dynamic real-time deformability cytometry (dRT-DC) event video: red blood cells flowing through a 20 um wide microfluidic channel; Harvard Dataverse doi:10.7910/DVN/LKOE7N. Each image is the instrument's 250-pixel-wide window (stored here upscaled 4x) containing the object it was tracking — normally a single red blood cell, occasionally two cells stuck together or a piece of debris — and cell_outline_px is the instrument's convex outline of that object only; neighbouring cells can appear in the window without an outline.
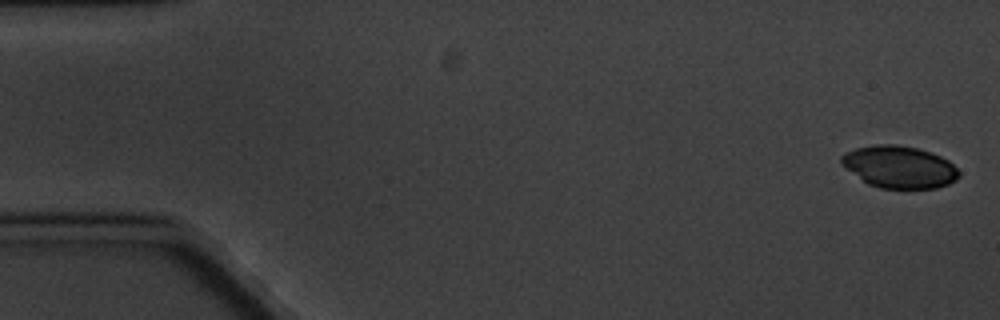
{"species": "common noctule bat (a hibernating species)", "species_latin": "Nyctalus noctula", "temperature_condition": "cold", "stored_images_in_passage": 6, "camera_frame_rate_fps": 3000, "um_per_image_px": 0.085, "animal": {"sex": "male", "body_mass_g": 20.1, "forearm_length_mm": 53.5}, "frame": {"image": 1, "passage_image": 1, "time_ms": 0.0, "image_size_px": [1000, 320], "cell_outline_px": [[960, 176], [956, 180], [948, 184], [936, 188], [880, 188], [868, 184], [840, 164], [840, 156], [844, 152], [856, 148], [876, 144], [896, 144], [916, 148], [940, 156], [948, 160], [960, 172]], "centroid_in_image_um": [76.42, 14.19], "position_along_channel_um": 8.6, "area_um2": 28.84}}